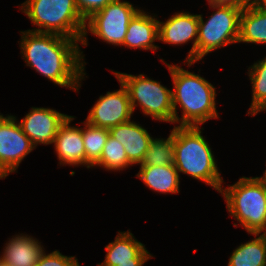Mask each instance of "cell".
<instances>
[{"label":"cell","mask_w":266,"mask_h":266,"mask_svg":"<svg viewBox=\"0 0 266 266\" xmlns=\"http://www.w3.org/2000/svg\"><path fill=\"white\" fill-rule=\"evenodd\" d=\"M20 55L25 66L33 68L55 85L78 92L86 78L85 54L81 42L56 34L20 31Z\"/></svg>","instance_id":"cell-1"},{"label":"cell","mask_w":266,"mask_h":266,"mask_svg":"<svg viewBox=\"0 0 266 266\" xmlns=\"http://www.w3.org/2000/svg\"><path fill=\"white\" fill-rule=\"evenodd\" d=\"M160 61L166 65L172 78L175 126H201L210 119H219L216 86L179 64H169L163 58ZM178 108H181V117L178 115Z\"/></svg>","instance_id":"cell-2"},{"label":"cell","mask_w":266,"mask_h":266,"mask_svg":"<svg viewBox=\"0 0 266 266\" xmlns=\"http://www.w3.org/2000/svg\"><path fill=\"white\" fill-rule=\"evenodd\" d=\"M200 126H174V165L177 171L204 182L217 192L224 180Z\"/></svg>","instance_id":"cell-3"},{"label":"cell","mask_w":266,"mask_h":266,"mask_svg":"<svg viewBox=\"0 0 266 266\" xmlns=\"http://www.w3.org/2000/svg\"><path fill=\"white\" fill-rule=\"evenodd\" d=\"M19 7L32 25L38 27L27 31L56 34L81 42L86 20L75 0H25Z\"/></svg>","instance_id":"cell-4"},{"label":"cell","mask_w":266,"mask_h":266,"mask_svg":"<svg viewBox=\"0 0 266 266\" xmlns=\"http://www.w3.org/2000/svg\"><path fill=\"white\" fill-rule=\"evenodd\" d=\"M226 209L248 234L266 233V188L257 177H241L237 182L222 187ZM239 222V223H238Z\"/></svg>","instance_id":"cell-5"},{"label":"cell","mask_w":266,"mask_h":266,"mask_svg":"<svg viewBox=\"0 0 266 266\" xmlns=\"http://www.w3.org/2000/svg\"><path fill=\"white\" fill-rule=\"evenodd\" d=\"M111 72L128 90L133 113L140 107L143 115L152 120L174 124L172 89L142 73Z\"/></svg>","instance_id":"cell-6"},{"label":"cell","mask_w":266,"mask_h":266,"mask_svg":"<svg viewBox=\"0 0 266 266\" xmlns=\"http://www.w3.org/2000/svg\"><path fill=\"white\" fill-rule=\"evenodd\" d=\"M213 13L204 20L198 14V40L196 43V63L211 52L238 43L242 8L231 5L209 4Z\"/></svg>","instance_id":"cell-7"},{"label":"cell","mask_w":266,"mask_h":266,"mask_svg":"<svg viewBox=\"0 0 266 266\" xmlns=\"http://www.w3.org/2000/svg\"><path fill=\"white\" fill-rule=\"evenodd\" d=\"M139 10L129 1L113 0L86 19L80 45L88 46L87 35L91 33L106 44L120 47L131 19Z\"/></svg>","instance_id":"cell-8"},{"label":"cell","mask_w":266,"mask_h":266,"mask_svg":"<svg viewBox=\"0 0 266 266\" xmlns=\"http://www.w3.org/2000/svg\"><path fill=\"white\" fill-rule=\"evenodd\" d=\"M34 149L30 139L23 133L18 118L7 114L0 122V179L17 173L24 158Z\"/></svg>","instance_id":"cell-9"},{"label":"cell","mask_w":266,"mask_h":266,"mask_svg":"<svg viewBox=\"0 0 266 266\" xmlns=\"http://www.w3.org/2000/svg\"><path fill=\"white\" fill-rule=\"evenodd\" d=\"M120 83V89L107 91L100 95L99 99L91 107L86 122L89 124L110 129L119 124L129 122L133 116L129 93L126 87Z\"/></svg>","instance_id":"cell-10"},{"label":"cell","mask_w":266,"mask_h":266,"mask_svg":"<svg viewBox=\"0 0 266 266\" xmlns=\"http://www.w3.org/2000/svg\"><path fill=\"white\" fill-rule=\"evenodd\" d=\"M172 15L164 22L158 21V41L174 46H182L189 41L192 42V47L183 61V64L187 65L189 69V67L196 63L198 14H191L189 11L184 12L181 10V12H175Z\"/></svg>","instance_id":"cell-11"},{"label":"cell","mask_w":266,"mask_h":266,"mask_svg":"<svg viewBox=\"0 0 266 266\" xmlns=\"http://www.w3.org/2000/svg\"><path fill=\"white\" fill-rule=\"evenodd\" d=\"M69 115L53 108L31 107L29 112L18 120L23 133L35 148L38 145H53L61 124Z\"/></svg>","instance_id":"cell-12"},{"label":"cell","mask_w":266,"mask_h":266,"mask_svg":"<svg viewBox=\"0 0 266 266\" xmlns=\"http://www.w3.org/2000/svg\"><path fill=\"white\" fill-rule=\"evenodd\" d=\"M101 266H143L154 256L138 241L130 230L118 231L114 241L105 246Z\"/></svg>","instance_id":"cell-13"},{"label":"cell","mask_w":266,"mask_h":266,"mask_svg":"<svg viewBox=\"0 0 266 266\" xmlns=\"http://www.w3.org/2000/svg\"><path fill=\"white\" fill-rule=\"evenodd\" d=\"M75 118L69 115L59 127L54 139L53 145L60 166L86 167L83 128L71 125Z\"/></svg>","instance_id":"cell-14"},{"label":"cell","mask_w":266,"mask_h":266,"mask_svg":"<svg viewBox=\"0 0 266 266\" xmlns=\"http://www.w3.org/2000/svg\"><path fill=\"white\" fill-rule=\"evenodd\" d=\"M150 14V15H149ZM158 15L140 9L131 19L120 47L156 52L158 42Z\"/></svg>","instance_id":"cell-15"},{"label":"cell","mask_w":266,"mask_h":266,"mask_svg":"<svg viewBox=\"0 0 266 266\" xmlns=\"http://www.w3.org/2000/svg\"><path fill=\"white\" fill-rule=\"evenodd\" d=\"M4 246L0 259L8 266H36L46 251L42 242L27 233H19L8 238Z\"/></svg>","instance_id":"cell-16"},{"label":"cell","mask_w":266,"mask_h":266,"mask_svg":"<svg viewBox=\"0 0 266 266\" xmlns=\"http://www.w3.org/2000/svg\"><path fill=\"white\" fill-rule=\"evenodd\" d=\"M110 135L124 147L128 160L133 165H140L148 150L153 136L141 124L130 120L109 129Z\"/></svg>","instance_id":"cell-17"},{"label":"cell","mask_w":266,"mask_h":266,"mask_svg":"<svg viewBox=\"0 0 266 266\" xmlns=\"http://www.w3.org/2000/svg\"><path fill=\"white\" fill-rule=\"evenodd\" d=\"M174 164L163 166L140 165L136 177L157 194L180 192V176Z\"/></svg>","instance_id":"cell-18"},{"label":"cell","mask_w":266,"mask_h":266,"mask_svg":"<svg viewBox=\"0 0 266 266\" xmlns=\"http://www.w3.org/2000/svg\"><path fill=\"white\" fill-rule=\"evenodd\" d=\"M250 235L254 238L232 251L227 266H266V233Z\"/></svg>","instance_id":"cell-19"},{"label":"cell","mask_w":266,"mask_h":266,"mask_svg":"<svg viewBox=\"0 0 266 266\" xmlns=\"http://www.w3.org/2000/svg\"><path fill=\"white\" fill-rule=\"evenodd\" d=\"M239 43L266 45V13L252 4L242 10Z\"/></svg>","instance_id":"cell-20"},{"label":"cell","mask_w":266,"mask_h":266,"mask_svg":"<svg viewBox=\"0 0 266 266\" xmlns=\"http://www.w3.org/2000/svg\"><path fill=\"white\" fill-rule=\"evenodd\" d=\"M246 73L252 84V101L247 115L254 117L266 111V56L248 67Z\"/></svg>","instance_id":"cell-21"},{"label":"cell","mask_w":266,"mask_h":266,"mask_svg":"<svg viewBox=\"0 0 266 266\" xmlns=\"http://www.w3.org/2000/svg\"><path fill=\"white\" fill-rule=\"evenodd\" d=\"M83 123V144L86 152V168H92L101 158L103 147L109 136V129Z\"/></svg>","instance_id":"cell-22"},{"label":"cell","mask_w":266,"mask_h":266,"mask_svg":"<svg viewBox=\"0 0 266 266\" xmlns=\"http://www.w3.org/2000/svg\"><path fill=\"white\" fill-rule=\"evenodd\" d=\"M174 164V126L167 138H152L140 165L163 166Z\"/></svg>","instance_id":"cell-23"},{"label":"cell","mask_w":266,"mask_h":266,"mask_svg":"<svg viewBox=\"0 0 266 266\" xmlns=\"http://www.w3.org/2000/svg\"><path fill=\"white\" fill-rule=\"evenodd\" d=\"M95 166L111 172H120L134 165L128 160L123 145L109 134L101 158L92 168H96Z\"/></svg>","instance_id":"cell-24"},{"label":"cell","mask_w":266,"mask_h":266,"mask_svg":"<svg viewBox=\"0 0 266 266\" xmlns=\"http://www.w3.org/2000/svg\"><path fill=\"white\" fill-rule=\"evenodd\" d=\"M78 261L75 256L63 255L55 249L50 253L44 251L36 266H81Z\"/></svg>","instance_id":"cell-25"},{"label":"cell","mask_w":266,"mask_h":266,"mask_svg":"<svg viewBox=\"0 0 266 266\" xmlns=\"http://www.w3.org/2000/svg\"><path fill=\"white\" fill-rule=\"evenodd\" d=\"M113 0H75L76 6L82 17L86 20L93 13L103 9Z\"/></svg>","instance_id":"cell-26"},{"label":"cell","mask_w":266,"mask_h":266,"mask_svg":"<svg viewBox=\"0 0 266 266\" xmlns=\"http://www.w3.org/2000/svg\"><path fill=\"white\" fill-rule=\"evenodd\" d=\"M208 4L231 5L238 8H245L252 4L253 0H207Z\"/></svg>","instance_id":"cell-27"},{"label":"cell","mask_w":266,"mask_h":266,"mask_svg":"<svg viewBox=\"0 0 266 266\" xmlns=\"http://www.w3.org/2000/svg\"><path fill=\"white\" fill-rule=\"evenodd\" d=\"M252 5L261 10L262 12L266 13V0H253Z\"/></svg>","instance_id":"cell-28"},{"label":"cell","mask_w":266,"mask_h":266,"mask_svg":"<svg viewBox=\"0 0 266 266\" xmlns=\"http://www.w3.org/2000/svg\"><path fill=\"white\" fill-rule=\"evenodd\" d=\"M257 178L263 183V185L266 188V170H264L263 176H259V177L257 176Z\"/></svg>","instance_id":"cell-29"},{"label":"cell","mask_w":266,"mask_h":266,"mask_svg":"<svg viewBox=\"0 0 266 266\" xmlns=\"http://www.w3.org/2000/svg\"><path fill=\"white\" fill-rule=\"evenodd\" d=\"M0 266H8L6 263H4L1 259H0Z\"/></svg>","instance_id":"cell-30"},{"label":"cell","mask_w":266,"mask_h":266,"mask_svg":"<svg viewBox=\"0 0 266 266\" xmlns=\"http://www.w3.org/2000/svg\"><path fill=\"white\" fill-rule=\"evenodd\" d=\"M6 116H4L2 113H0V122L5 118Z\"/></svg>","instance_id":"cell-31"}]
</instances>
